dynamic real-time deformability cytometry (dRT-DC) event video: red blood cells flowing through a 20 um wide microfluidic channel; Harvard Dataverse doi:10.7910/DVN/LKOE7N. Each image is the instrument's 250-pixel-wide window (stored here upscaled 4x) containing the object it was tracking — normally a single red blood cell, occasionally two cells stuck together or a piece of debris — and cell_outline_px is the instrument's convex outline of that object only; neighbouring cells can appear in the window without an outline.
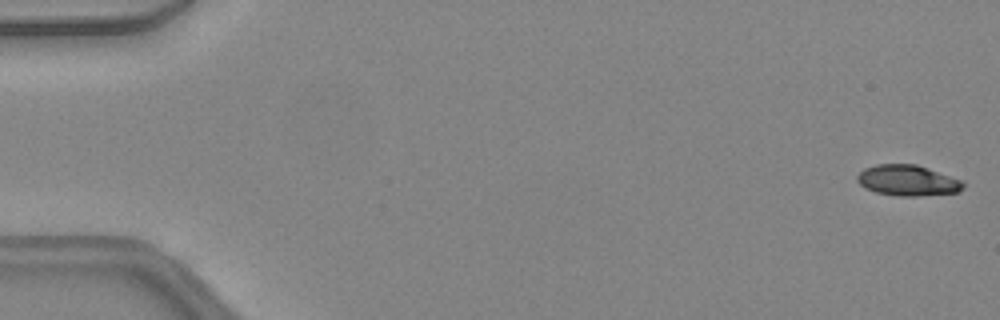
{"species": "common noctule bat (a hibernating species)", "species_latin": "Nyctalus noctula", "temperature_condition": "warm", "stored_images_in_passage": 46, "camera_frame_rate_fps": 3000, "um_per_image_px": 0.085, "animal": {"sex": "female", "body_mass_g": 24.6, "forearm_length_mm": 56.2}, "frame": {"image": 1, "passage_image": 1, "time_ms": 0.0, "image_size_px": [1000, 320], "cell_outline_px": [[964, 188], [956, 192], [916, 196], [896, 196], [876, 192], [864, 188], [856, 180], [856, 176], [864, 168], [876, 164], [916, 164], [960, 180], [964, 184]], "centroid_in_image_um": [77.09, 15.34], "position_along_channel_um": 7.9, "area_um2": 18.84}}
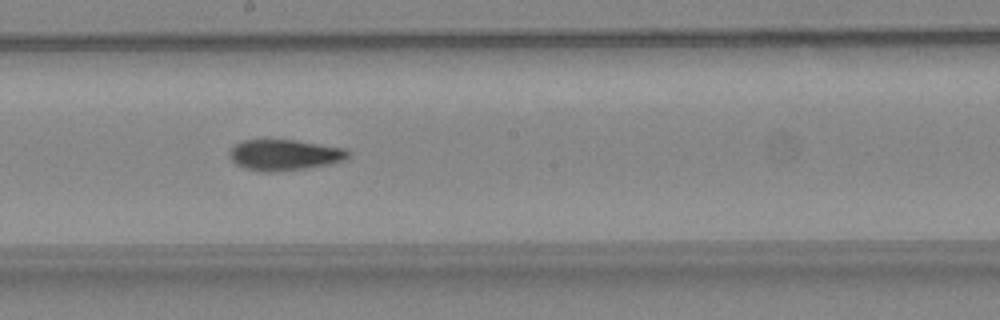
{"frame": {"image": 2, "passage_image": 26, "time_ms": 8.333, "image_size_px": [1000, 320], "cell_outline_px": [[352, 156], [344, 160], [328, 164], [280, 172], [260, 172], [244, 168], [236, 164], [228, 156], [232, 148], [236, 144], [244, 140], [296, 140], [348, 148], [352, 152]], "centroid_in_image_um": [24.23, 13.17], "position_along_channel_um": 224.0, "area_um2": 21.62}}
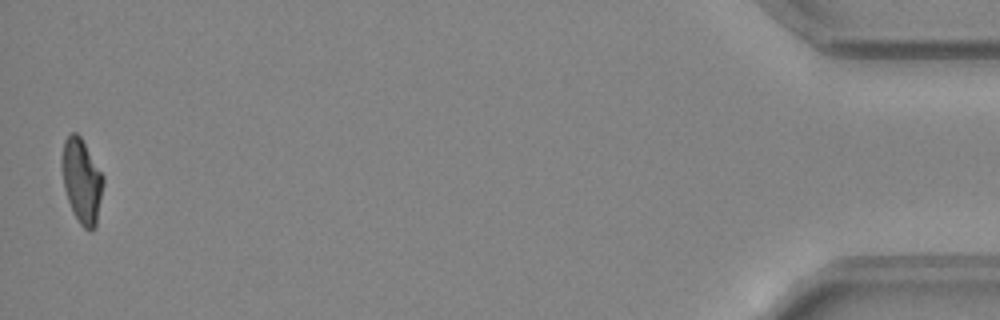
{"frame": {"image": 3, "passage_image": 46, "time_ms": 15.0, "image_size_px": [1000, 320], "cell_outline_px": [[104, 184], [96, 228], [92, 232], [88, 232], [80, 224], [72, 212], [64, 188], [60, 164], [60, 160], [64, 140], [72, 132], [76, 132], [80, 136], [104, 176]], "centroid_in_image_um": [6.95, 15.41], "position_along_channel_um": 428.3, "area_um2": 20.75}, "authors_computed_cell_mechanics": {"area_um2": 20.7791, "velocity_mm_per_s": 4.4654, "shape_relaxation_time_tau1_ms": 3.8529, "shape_relaxation_time_tau2_ms": 2.1573, "deformation_change_tau1": 0.188, "deformation_change_tau2": 0.1039}}